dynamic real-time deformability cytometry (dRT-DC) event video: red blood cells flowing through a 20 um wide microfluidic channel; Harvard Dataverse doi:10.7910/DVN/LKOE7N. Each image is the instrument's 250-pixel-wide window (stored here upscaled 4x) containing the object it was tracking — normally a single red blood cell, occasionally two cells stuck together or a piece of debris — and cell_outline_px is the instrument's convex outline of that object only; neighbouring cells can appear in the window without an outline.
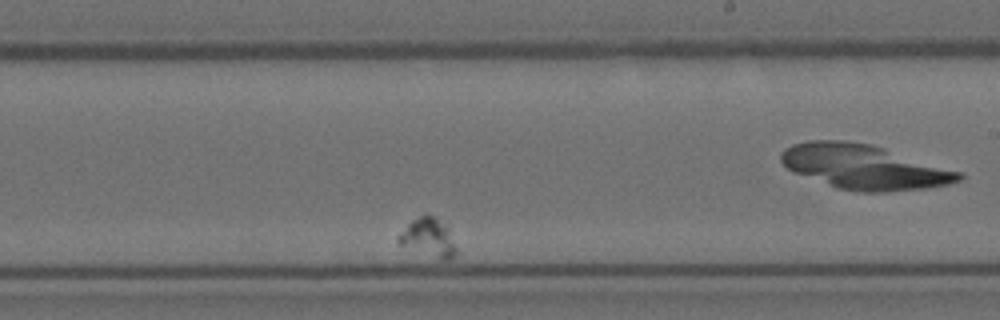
{"species": "Egyptian fruit bat (a non-hibernating species)", "species_latin": "Rousettus aegyptiacus", "temperature_condition": "room temperature", "stored_images_in_passage": 37, "camera_frame_rate_fps": 3000, "um_per_image_px": 0.085, "animal": {"sex": "female"}, "frame": {"image": 1, "passage_image": 15, "time_ms": 4.667, "image_size_px": [1000, 320], "cell_outline_px": [[456, 256], [452, 260], [440, 260], [400, 244], [396, 240], [396, 236], [412, 220], [424, 212], [436, 216], [448, 224], [456, 248]], "centroid_in_image_um": [36.46, 20.16], "position_along_channel_um": 252.5, "area_um2": 13.47}}
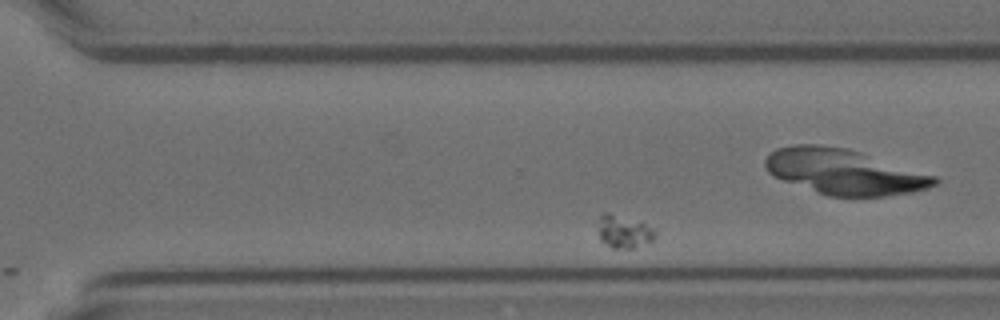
{"frame": {"image": 2, "passage_image": 21, "time_ms": 6.667, "image_size_px": [1000, 320], "cell_outline_px": [[656, 236], [652, 240], [632, 248], [612, 248], [600, 240], [596, 228], [600, 216], [604, 212], [608, 212], [656, 228]], "centroid_in_image_um": [52.98, 19.69], "position_along_channel_um": 317.6, "area_um2": 10.87}}
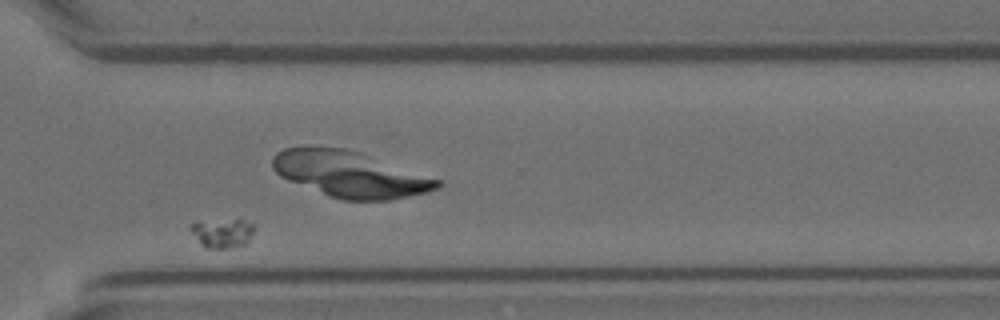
{"frame": {"image": 3, "passage_image": 24, "time_ms": 7.667, "image_size_px": [1000, 320], "cell_outline_px": [[256, 228], [248, 240], [244, 244], [224, 248], [204, 248], [200, 244], [188, 228], [188, 224], [236, 220], [244, 220], [256, 224]], "centroid_in_image_um": [18.92, 19.83], "position_along_channel_um": 351.7, "area_um2": 10.52}}